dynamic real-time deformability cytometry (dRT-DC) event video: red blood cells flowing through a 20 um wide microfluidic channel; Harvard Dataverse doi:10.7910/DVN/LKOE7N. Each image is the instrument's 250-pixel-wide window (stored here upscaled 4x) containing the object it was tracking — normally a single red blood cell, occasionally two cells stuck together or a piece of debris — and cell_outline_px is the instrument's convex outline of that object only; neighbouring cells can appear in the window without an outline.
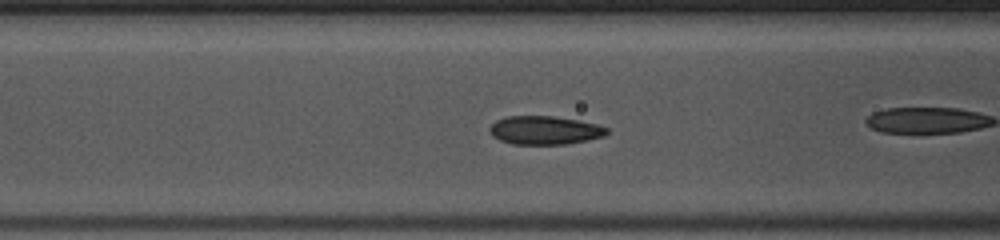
{"species": "common noctule bat (a hibernating species)", "species_latin": "Nyctalus noctula", "temperature_condition": "warm", "stored_images_in_passage": 38, "camera_frame_rate_fps": 3000, "um_per_image_px": 0.085, "animal": {"sex": "female", "body_mass_g": 10.0, "forearm_length_mm": 53.1}, "frame": {"image": 1, "passage_image": 6, "time_ms": 1.667, "image_size_px": [1000, 240], "cell_outline_px": [[608, 132], [604, 136], [588, 140], [568, 144], [512, 144], [500, 140], [492, 136], [488, 132], [488, 128], [496, 120], [508, 116], [552, 116], [576, 120], [596, 124], [608, 128]], "centroid_in_image_um": [46.27, 11.08], "position_along_channel_um": 120.3, "area_um2": 19.48}}
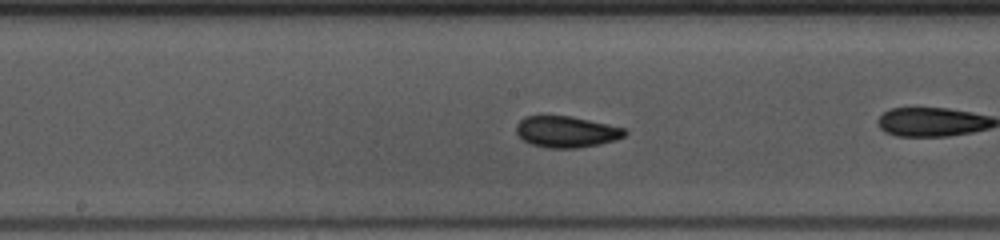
{"frame": {"image": 2, "passage_image": 12, "time_ms": 3.667, "image_size_px": [1000, 240], "cell_outline_px": [[628, 132], [624, 136], [616, 140], [600, 144], [576, 148], [548, 148], [532, 144], [524, 140], [516, 132], [516, 124], [524, 116], [572, 116], [608, 124], [624, 128]], "centroid_in_image_um": [48.15, 11.2], "position_along_channel_um": 200.0, "area_um2": 19.77}, "authors_computed_cell_mechanics": {"area_um2": 19.5942, "velocity_mm_per_s": 3.972, "shape_relaxation_time_tau1_ms": 3.4001, "shape_relaxation_time_tau2_ms": 2.9977, "deformation_change_tau1": 0.0941, "deformation_change_tau2": 0.0484}}